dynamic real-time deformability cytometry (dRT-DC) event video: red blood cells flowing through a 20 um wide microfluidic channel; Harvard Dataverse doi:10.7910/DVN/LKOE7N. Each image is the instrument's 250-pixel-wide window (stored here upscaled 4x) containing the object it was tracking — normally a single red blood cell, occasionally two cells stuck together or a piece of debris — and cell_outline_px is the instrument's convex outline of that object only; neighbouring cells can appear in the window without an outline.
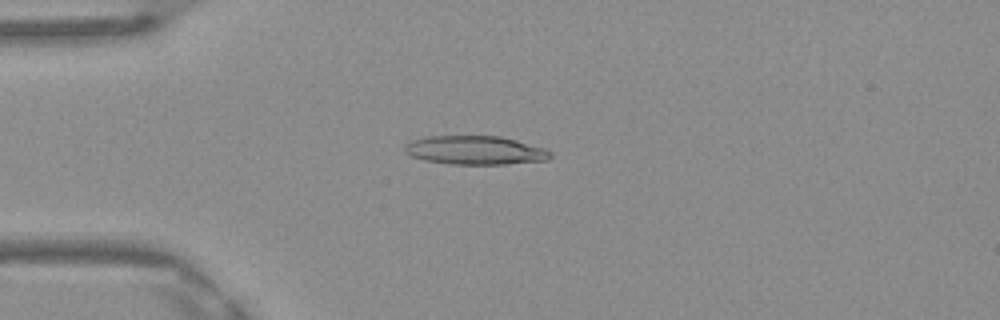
{"species": "Egyptian fruit bat (a non-hibernating species)", "species_latin": "Rousettus aegyptiacus", "temperature_condition": "warm", "stored_images_in_passage": 35, "camera_frame_rate_fps": 3000, "um_per_image_px": 0.085, "frame": {"image": 1, "passage_image": 5, "time_ms": 1.333, "image_size_px": [1000, 320], "cell_outline_px": [[552, 156], [548, 160], [504, 164], [452, 164], [424, 160], [412, 156], [404, 148], [412, 140], [428, 136], [500, 136], [516, 140], [544, 148], [552, 152]], "centroid_in_image_um": [40.44, 12.77], "position_along_channel_um": 44.6, "area_um2": 24.16}}
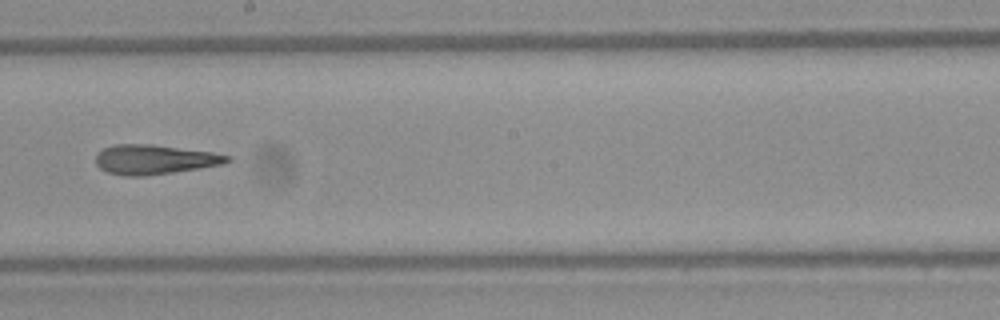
{"frame": {"image": 2, "passage_image": 20, "time_ms": 6.333, "image_size_px": [1000, 320], "cell_outline_px": [[232, 160], [224, 164], [172, 172], [144, 176], [124, 176], [108, 172], [100, 168], [96, 164], [96, 152], [104, 148], [116, 144], [152, 144], [212, 152], [232, 156]], "centroid_in_image_um": [13.13, 13.55], "position_along_channel_um": 235.1, "area_um2": 22.66}}
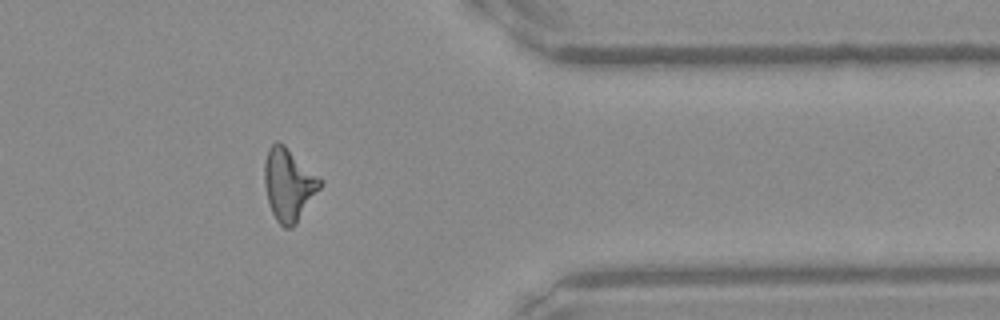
{"frame": {"image": 3, "passage_image": 32, "time_ms": 10.333, "image_size_px": [1000, 320], "cell_outline_px": [[324, 184], [296, 224], [292, 228], [284, 228], [276, 220], [268, 204], [264, 184], [264, 164], [268, 148], [276, 140], [284, 144], [324, 180]], "centroid_in_image_um": [24.55, 15.68], "position_along_channel_um": 386.8, "area_um2": 23.93}, "authors_computed_cell_mechanics": {"area_um2": 22.8888, "velocity_mm_per_s": 4.1944, "shape_relaxation_time_tau1_ms": null, "shape_relaxation_time_tau2_ms": 4.9519, "deformation_change_tau1": null, "deformation_change_tau2": 0.202}}